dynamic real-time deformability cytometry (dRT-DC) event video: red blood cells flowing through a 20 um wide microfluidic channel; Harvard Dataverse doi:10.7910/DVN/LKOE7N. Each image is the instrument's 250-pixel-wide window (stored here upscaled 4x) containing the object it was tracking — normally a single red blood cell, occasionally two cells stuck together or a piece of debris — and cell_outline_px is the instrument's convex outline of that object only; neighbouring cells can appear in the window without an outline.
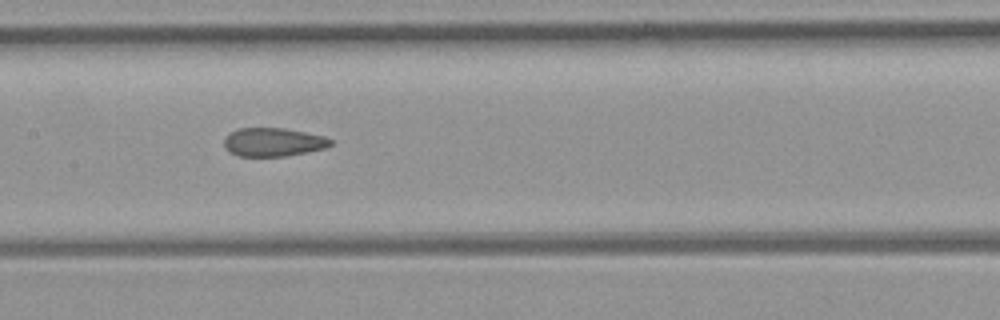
{"species": "common noctule bat (a hibernating species)", "species_latin": "Nyctalus noctula", "temperature_condition": "room temperature", "stored_images_in_passage": 8, "camera_frame_rate_fps": 3000, "um_per_image_px": 0.085, "animal": {"sex": "female", "body_mass_g": 21.9}, "frame": {"image": 1, "passage_image": 8, "time_ms": 8.0, "image_size_px": [1000, 320], "cell_outline_px": [[332, 144], [324, 148], [308, 152], [284, 156], [236, 156], [228, 152], [224, 144], [224, 140], [232, 132], [240, 128], [284, 128], [324, 136], [332, 140]], "centroid_in_image_um": [23.22, 12.09], "position_along_channel_um": 184.2, "area_um2": 17.57}}